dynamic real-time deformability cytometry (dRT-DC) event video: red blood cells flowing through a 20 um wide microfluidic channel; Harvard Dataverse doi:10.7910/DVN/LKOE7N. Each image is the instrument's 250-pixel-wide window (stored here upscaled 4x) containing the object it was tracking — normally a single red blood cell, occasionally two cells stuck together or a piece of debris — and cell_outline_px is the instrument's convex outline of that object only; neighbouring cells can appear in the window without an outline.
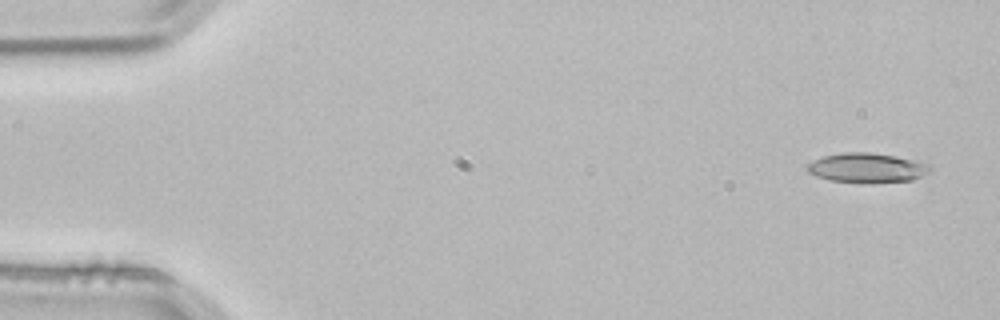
{"species": "common noctule bat (a hibernating species)", "species_latin": "Nyctalus noctula", "temperature_condition": "room temperature", "stored_images_in_passage": 4, "camera_frame_rate_fps": 3000, "um_per_image_px": 0.085, "animal": {"sex": "male", "body_mass_g": 21.5, "forearm_length_mm": 52.0}, "frame": {"image": 1, "passage_image": 1, "time_ms": 0.0, "image_size_px": [1000, 320], "cell_outline_px": [[932, 168], [920, 176], [912, 180], [832, 180], [816, 176], [808, 172], [808, 164], [824, 156], [844, 152], [868, 152], [896, 156], [928, 164]], "centroid_in_image_um": [73.67, 14.21], "position_along_channel_um": 11.3, "area_um2": 19.83}}
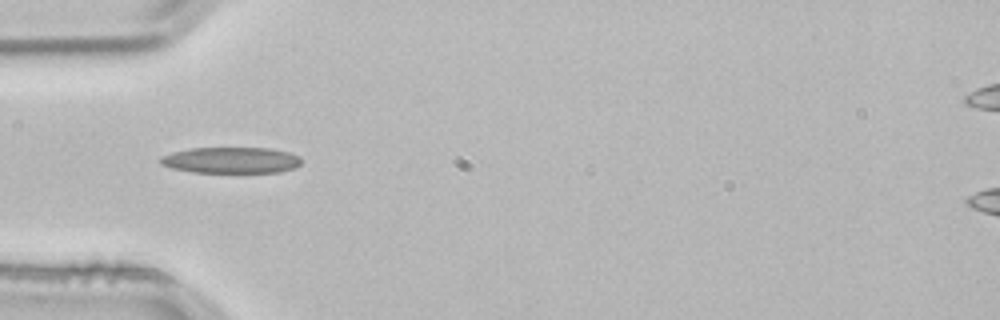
{"frame": {"image": 2, "passage_image": 4, "time_ms": 1.0, "image_size_px": [1000, 320], "cell_outline_px": [[300, 164], [296, 168], [280, 172], [192, 172], [172, 168], [160, 164], [160, 156], [172, 152], [188, 148], [272, 148], [288, 152], [300, 156]], "centroid_in_image_um": [19.64, 13.61], "position_along_channel_um": 65.4, "area_um2": 21.56}}